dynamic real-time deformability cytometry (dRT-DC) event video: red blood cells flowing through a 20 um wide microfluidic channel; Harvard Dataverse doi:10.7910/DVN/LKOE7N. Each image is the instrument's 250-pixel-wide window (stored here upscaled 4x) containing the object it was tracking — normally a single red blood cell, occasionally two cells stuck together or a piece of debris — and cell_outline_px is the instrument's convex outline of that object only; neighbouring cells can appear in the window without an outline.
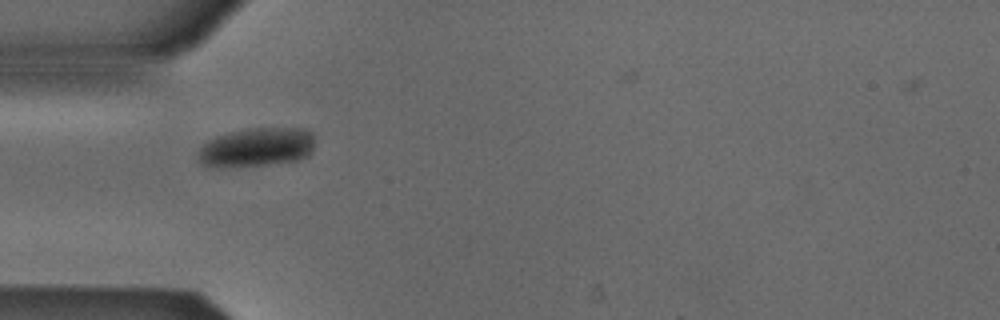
{"species": "Egyptian fruit bat (a non-hibernating species)", "species_latin": "Rousettus aegyptiacus", "temperature_condition": "cold", "stored_images_in_passage": 31, "camera_frame_rate_fps": 3000, "um_per_image_px": 0.085, "animal": {"sex": "male"}, "frame": {"image": 1, "passage_image": 1, "time_ms": 0.0, "image_size_px": [1000, 320], "cell_outline_px": [[312, 148], [304, 156], [296, 160], [268, 164], [224, 168], [220, 168], [200, 164], [196, 160], [196, 152], [208, 140], [216, 136], [232, 132], [252, 128], [296, 128], [312, 132]], "centroid_in_image_um": [21.69, 12.54], "position_along_channel_um": 63.3, "area_um2": 26.36}}
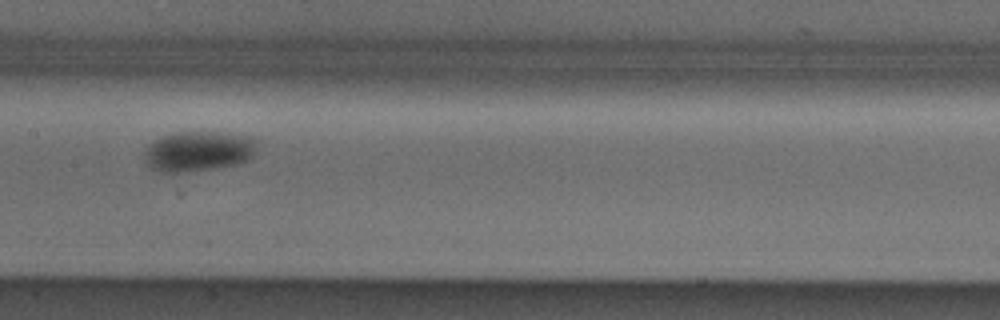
{"frame": {"image": 2, "passage_image": 11, "time_ms": 3.333, "image_size_px": [1000, 320], "cell_outline_px": [[256, 140], [252, 156], [248, 160], [236, 164], [216, 168], [176, 172], [164, 172], [148, 168], [144, 160], [144, 152], [148, 144], [164, 136], [176, 132], [220, 132], [252, 136]], "centroid_in_image_um": [16.83, 12.85], "position_along_channel_um": 190.6, "area_um2": 26.3}}
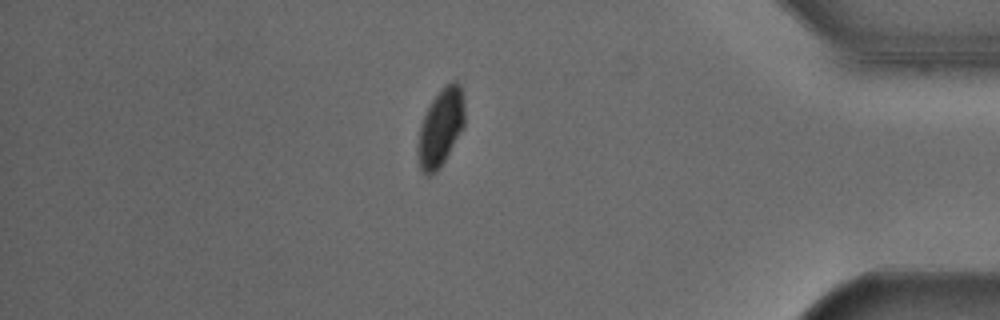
{"frame": {"image": 3, "passage_image": 30, "time_ms": 9.667, "image_size_px": [1000, 320], "cell_outline_px": [[464, 124], [440, 168], [436, 172], [428, 176], [420, 168], [416, 156], [416, 148], [420, 128], [424, 116], [432, 100], [440, 88], [452, 80], [456, 80], [460, 84], [464, 100]], "centroid_in_image_um": [37.44, 10.82], "position_along_channel_um": 397.8, "area_um2": 21.1}, "authors_computed_cell_mechanics": {"area_um2": 25.8944, "velocity_mm_per_s": 3.8566, "shape_relaxation_time_tau1_ms": 2.1431, "shape_relaxation_time_tau2_ms": null, "deformation_change_tau1": 0.0585, "deformation_change_tau2": null}}